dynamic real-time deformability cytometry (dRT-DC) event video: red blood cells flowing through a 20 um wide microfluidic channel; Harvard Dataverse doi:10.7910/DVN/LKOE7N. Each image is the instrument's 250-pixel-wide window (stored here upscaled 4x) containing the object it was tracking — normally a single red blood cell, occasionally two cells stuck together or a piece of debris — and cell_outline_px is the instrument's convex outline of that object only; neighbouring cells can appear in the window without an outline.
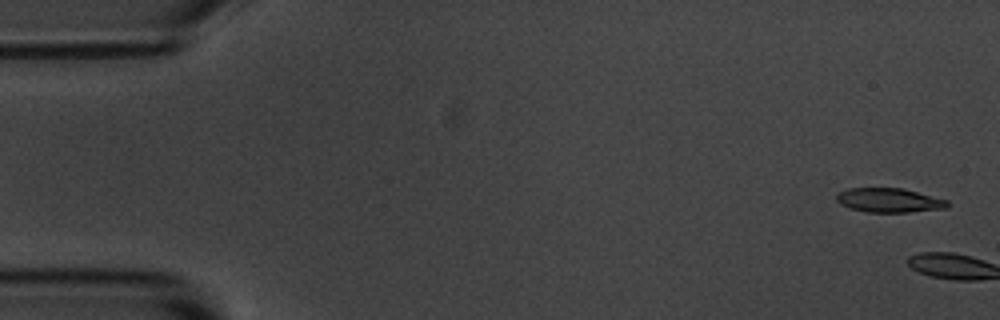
{"species": "common noctule bat (a hibernating species)", "species_latin": "Nyctalus noctula", "temperature_condition": "room temperature", "stored_images_in_passage": 6, "camera_frame_rate_fps": 3000, "um_per_image_px": 0.085, "animal": {"sex": "male", "body_mass_g": 20.1, "forearm_length_mm": 53.5}, "frame": {"image": 1, "passage_image": 1, "time_ms": 0.0, "image_size_px": [1000, 320], "cell_outline_px": [[948, 208], [908, 212], [864, 212], [848, 208], [840, 204], [836, 200], [836, 196], [840, 192], [848, 188], [904, 188], [948, 200]], "centroid_in_image_um": [75.57, 17.02], "position_along_channel_um": 9.4, "area_um2": 15.78}}
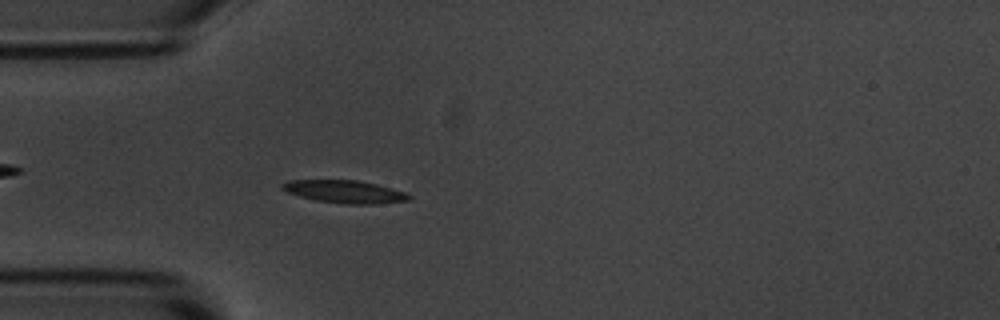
{"frame": {"image": 2, "passage_image": 6, "time_ms": 5.667, "image_size_px": [1000, 320], "cell_outline_px": [[412, 196], [408, 200], [376, 204], [344, 204], [316, 200], [300, 196], [288, 192], [280, 188], [280, 184], [288, 180], [356, 180], [376, 184], [408, 192]], "centroid_in_image_um": [29.31, 16.29], "position_along_channel_um": 55.7, "area_um2": 16.82}}